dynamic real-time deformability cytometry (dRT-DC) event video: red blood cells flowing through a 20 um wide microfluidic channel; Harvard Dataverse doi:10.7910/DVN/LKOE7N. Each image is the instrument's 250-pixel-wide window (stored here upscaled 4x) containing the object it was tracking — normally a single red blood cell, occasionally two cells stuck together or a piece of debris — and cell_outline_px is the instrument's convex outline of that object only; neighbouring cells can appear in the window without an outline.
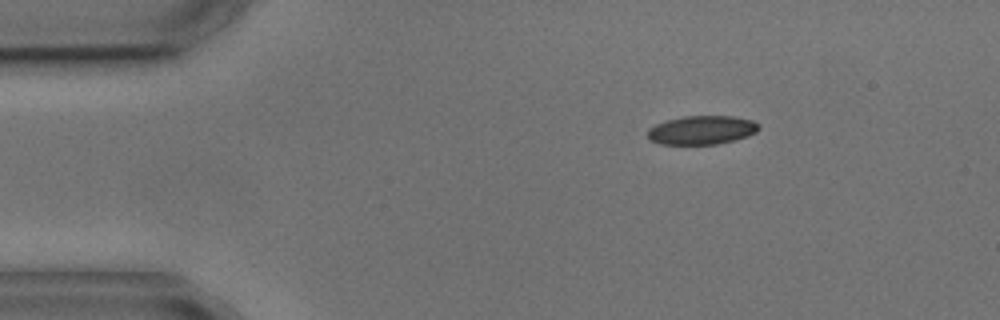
{"species": "common noctule bat (a hibernating species)", "species_latin": "Nyctalus noctula", "temperature_condition": "cold", "stored_images_in_passage": 3, "camera_frame_rate_fps": 3000, "um_per_image_px": 0.085, "animal": {"sex": "male", "body_mass_g": 17.9, "forearm_length_mm": 54.2}, "frame": {"image": 1, "passage_image": 1, "time_ms": 0.0, "image_size_px": [1000, 320], "cell_outline_px": [[760, 128], [756, 132], [748, 136], [716, 144], [660, 144], [648, 140], [648, 128], [656, 124], [668, 120], [684, 116], [732, 116], [752, 120], [760, 124]], "centroid_in_image_um": [59.65, 11.05], "position_along_channel_um": 25.4, "area_um2": 18.61}}
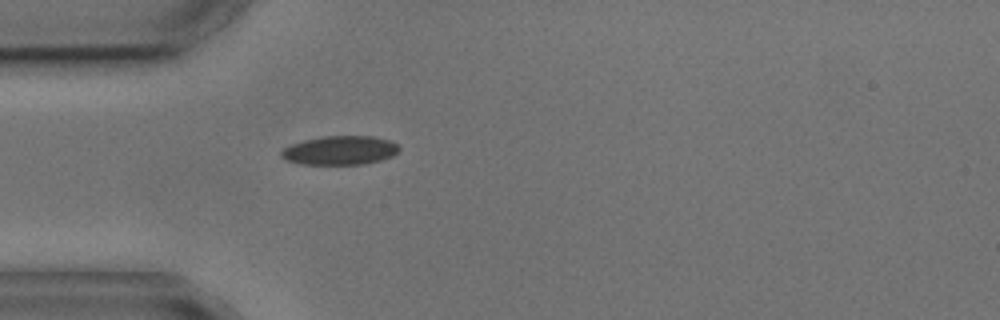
{"frame": {"image": 2, "passage_image": 3, "time_ms": 2.333, "image_size_px": [1000, 320], "cell_outline_px": [[400, 148], [392, 156], [380, 160], [364, 164], [300, 164], [284, 160], [280, 156], [280, 152], [284, 148], [292, 144], [304, 140], [324, 136], [372, 136], [388, 140], [396, 144]], "centroid_in_image_um": [28.86, 12.78], "position_along_channel_um": 56.1, "area_um2": 19.77}}